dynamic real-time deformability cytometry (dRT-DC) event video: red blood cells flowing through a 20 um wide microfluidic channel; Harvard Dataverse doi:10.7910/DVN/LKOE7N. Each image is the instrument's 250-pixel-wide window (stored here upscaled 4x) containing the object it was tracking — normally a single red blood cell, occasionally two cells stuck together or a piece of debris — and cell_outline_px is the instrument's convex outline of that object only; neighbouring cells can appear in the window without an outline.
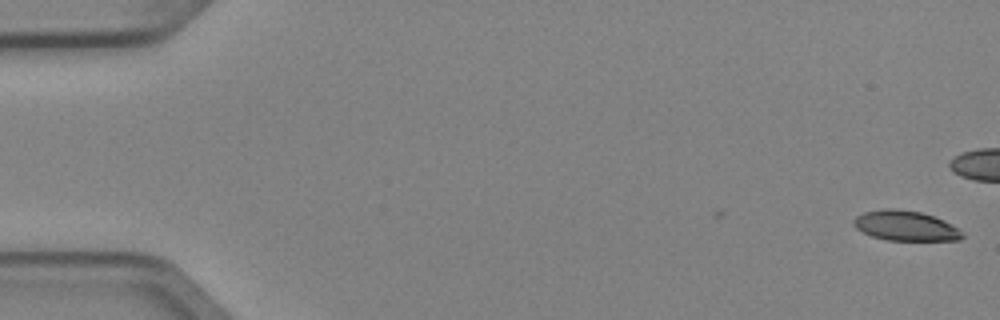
{"species": "Egyptian fruit bat (a non-hibernating species)", "species_latin": "Rousettus aegyptiacus", "temperature_condition": "cold", "stored_images_in_passage": 2, "camera_frame_rate_fps": 3000, "um_per_image_px": 0.085, "animal": {"sex": "female"}, "frame": {"image": 1, "passage_image": 2, "time_ms": 0.333, "image_size_px": [1000, 320], "cell_outline_px": [[964, 236], [960, 240], [888, 240], [872, 236], [856, 228], [852, 224], [852, 220], [856, 216], [864, 212], [888, 208], [892, 208], [920, 212], [944, 220], [952, 224]], "centroid_in_image_um": [76.94, 19.19], "position_along_channel_um": 8.1, "area_um2": 18.79}}